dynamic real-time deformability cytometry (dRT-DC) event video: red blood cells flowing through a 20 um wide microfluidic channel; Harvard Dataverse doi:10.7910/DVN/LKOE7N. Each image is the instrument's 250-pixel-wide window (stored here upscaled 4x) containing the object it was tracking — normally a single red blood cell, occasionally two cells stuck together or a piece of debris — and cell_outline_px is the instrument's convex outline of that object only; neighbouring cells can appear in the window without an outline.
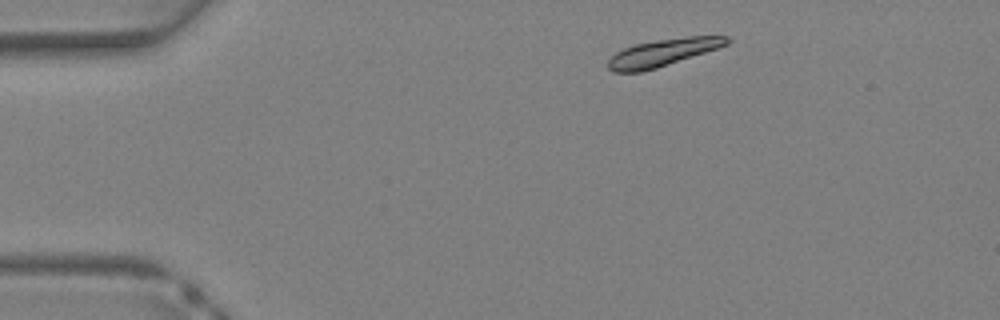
{"species": "Egyptian fruit bat (a non-hibernating species)", "species_latin": "Rousettus aegyptiacus", "temperature_condition": "warm", "stored_images_in_passage": 7, "camera_frame_rate_fps": 3000, "um_per_image_px": 0.085, "animal": {"sex": "female"}, "frame": {"image": 1, "passage_image": 1, "time_ms": 0.0, "image_size_px": [1000, 320], "cell_outline_px": [[732, 40], [728, 44], [656, 68], [640, 72], [612, 72], [608, 68], [608, 60], [616, 52], [624, 48], [636, 44], [656, 40], [688, 36], [728, 36]], "centroid_in_image_um": [56.31, 4.46], "position_along_channel_um": 28.7, "area_um2": 18.55}}
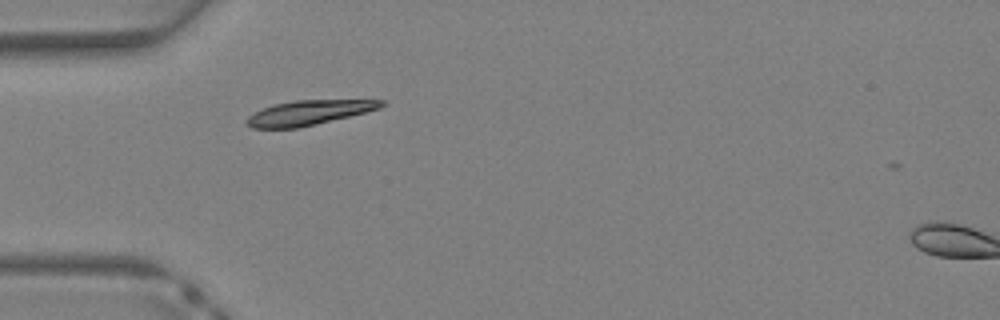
{"frame": {"image": 2, "passage_image": 6, "time_ms": 1.667, "image_size_px": [1000, 320], "cell_outline_px": [[384, 104], [380, 108], [348, 116], [296, 128], [252, 128], [248, 124], [248, 116], [264, 108], [276, 104], [296, 100], [384, 100]], "centroid_in_image_um": [26.24, 9.57], "position_along_channel_um": 58.8, "area_um2": 18.67}}